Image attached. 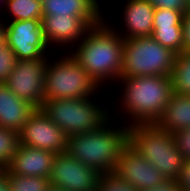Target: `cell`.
Masks as SVG:
<instances>
[{"mask_svg": "<svg viewBox=\"0 0 190 191\" xmlns=\"http://www.w3.org/2000/svg\"><path fill=\"white\" fill-rule=\"evenodd\" d=\"M112 26L105 19L86 33L76 44L74 52L70 51L101 87L108 81L118 82L122 71L124 39L118 28Z\"/></svg>", "mask_w": 190, "mask_h": 191, "instance_id": "cell-1", "label": "cell"}, {"mask_svg": "<svg viewBox=\"0 0 190 191\" xmlns=\"http://www.w3.org/2000/svg\"><path fill=\"white\" fill-rule=\"evenodd\" d=\"M110 113L98 129L67 136L65 153L101 174L115 171L121 151L128 144L129 126H112L115 117Z\"/></svg>", "mask_w": 190, "mask_h": 191, "instance_id": "cell-2", "label": "cell"}, {"mask_svg": "<svg viewBox=\"0 0 190 191\" xmlns=\"http://www.w3.org/2000/svg\"><path fill=\"white\" fill-rule=\"evenodd\" d=\"M122 87L118 102L129 118L128 126L156 123L173 94L172 79L169 76H138L120 78ZM123 83V84H122Z\"/></svg>", "mask_w": 190, "mask_h": 191, "instance_id": "cell-3", "label": "cell"}, {"mask_svg": "<svg viewBox=\"0 0 190 191\" xmlns=\"http://www.w3.org/2000/svg\"><path fill=\"white\" fill-rule=\"evenodd\" d=\"M128 145L154 165L165 179L179 178L185 160L171 132L156 123L135 124L129 126Z\"/></svg>", "mask_w": 190, "mask_h": 191, "instance_id": "cell-4", "label": "cell"}, {"mask_svg": "<svg viewBox=\"0 0 190 191\" xmlns=\"http://www.w3.org/2000/svg\"><path fill=\"white\" fill-rule=\"evenodd\" d=\"M95 102L92 97L44 100L40 109L69 136L94 131L110 118V108Z\"/></svg>", "mask_w": 190, "mask_h": 191, "instance_id": "cell-5", "label": "cell"}, {"mask_svg": "<svg viewBox=\"0 0 190 191\" xmlns=\"http://www.w3.org/2000/svg\"><path fill=\"white\" fill-rule=\"evenodd\" d=\"M47 60L44 100L91 98L100 86L70 54Z\"/></svg>", "mask_w": 190, "mask_h": 191, "instance_id": "cell-6", "label": "cell"}, {"mask_svg": "<svg viewBox=\"0 0 190 191\" xmlns=\"http://www.w3.org/2000/svg\"><path fill=\"white\" fill-rule=\"evenodd\" d=\"M120 78L138 76L171 77L176 54L152 36L124 39Z\"/></svg>", "mask_w": 190, "mask_h": 191, "instance_id": "cell-7", "label": "cell"}, {"mask_svg": "<svg viewBox=\"0 0 190 191\" xmlns=\"http://www.w3.org/2000/svg\"><path fill=\"white\" fill-rule=\"evenodd\" d=\"M48 59L47 56L37 60H17L5 83L16 96L28 101L35 108H40L44 101L45 73Z\"/></svg>", "mask_w": 190, "mask_h": 191, "instance_id": "cell-8", "label": "cell"}, {"mask_svg": "<svg viewBox=\"0 0 190 191\" xmlns=\"http://www.w3.org/2000/svg\"><path fill=\"white\" fill-rule=\"evenodd\" d=\"M101 175L64 152L56 155L49 182L65 191H97Z\"/></svg>", "mask_w": 190, "mask_h": 191, "instance_id": "cell-9", "label": "cell"}, {"mask_svg": "<svg viewBox=\"0 0 190 191\" xmlns=\"http://www.w3.org/2000/svg\"><path fill=\"white\" fill-rule=\"evenodd\" d=\"M19 134L22 145L55 154L66 151L67 135L40 108L30 114Z\"/></svg>", "mask_w": 190, "mask_h": 191, "instance_id": "cell-10", "label": "cell"}, {"mask_svg": "<svg viewBox=\"0 0 190 191\" xmlns=\"http://www.w3.org/2000/svg\"><path fill=\"white\" fill-rule=\"evenodd\" d=\"M6 25V41L18 60H37L48 56L41 20H18Z\"/></svg>", "mask_w": 190, "mask_h": 191, "instance_id": "cell-11", "label": "cell"}, {"mask_svg": "<svg viewBox=\"0 0 190 191\" xmlns=\"http://www.w3.org/2000/svg\"><path fill=\"white\" fill-rule=\"evenodd\" d=\"M105 18H80L78 16L43 15L42 30L46 43L76 46L86 33L101 24Z\"/></svg>", "mask_w": 190, "mask_h": 191, "instance_id": "cell-12", "label": "cell"}, {"mask_svg": "<svg viewBox=\"0 0 190 191\" xmlns=\"http://www.w3.org/2000/svg\"><path fill=\"white\" fill-rule=\"evenodd\" d=\"M114 173L138 191L150 190L166 180L154 165L128 144L121 151Z\"/></svg>", "mask_w": 190, "mask_h": 191, "instance_id": "cell-13", "label": "cell"}, {"mask_svg": "<svg viewBox=\"0 0 190 191\" xmlns=\"http://www.w3.org/2000/svg\"><path fill=\"white\" fill-rule=\"evenodd\" d=\"M57 154L20 144L5 169L13 175L49 178Z\"/></svg>", "mask_w": 190, "mask_h": 191, "instance_id": "cell-14", "label": "cell"}, {"mask_svg": "<svg viewBox=\"0 0 190 191\" xmlns=\"http://www.w3.org/2000/svg\"><path fill=\"white\" fill-rule=\"evenodd\" d=\"M123 8V39L152 36L154 21V6L148 0H126ZM124 21V22H123Z\"/></svg>", "mask_w": 190, "mask_h": 191, "instance_id": "cell-15", "label": "cell"}, {"mask_svg": "<svg viewBox=\"0 0 190 191\" xmlns=\"http://www.w3.org/2000/svg\"><path fill=\"white\" fill-rule=\"evenodd\" d=\"M36 108L16 96L5 83L0 84V127L20 133Z\"/></svg>", "mask_w": 190, "mask_h": 191, "instance_id": "cell-16", "label": "cell"}, {"mask_svg": "<svg viewBox=\"0 0 190 191\" xmlns=\"http://www.w3.org/2000/svg\"><path fill=\"white\" fill-rule=\"evenodd\" d=\"M99 0H45L42 4L43 15L78 16L80 18L102 17Z\"/></svg>", "mask_w": 190, "mask_h": 191, "instance_id": "cell-17", "label": "cell"}, {"mask_svg": "<svg viewBox=\"0 0 190 191\" xmlns=\"http://www.w3.org/2000/svg\"><path fill=\"white\" fill-rule=\"evenodd\" d=\"M156 124L172 134L190 128V96L173 93Z\"/></svg>", "mask_w": 190, "mask_h": 191, "instance_id": "cell-18", "label": "cell"}, {"mask_svg": "<svg viewBox=\"0 0 190 191\" xmlns=\"http://www.w3.org/2000/svg\"><path fill=\"white\" fill-rule=\"evenodd\" d=\"M4 8L8 12V15L10 14L11 22L18 21V20H41L42 21V17H43L42 4L39 1L5 0Z\"/></svg>", "mask_w": 190, "mask_h": 191, "instance_id": "cell-19", "label": "cell"}, {"mask_svg": "<svg viewBox=\"0 0 190 191\" xmlns=\"http://www.w3.org/2000/svg\"><path fill=\"white\" fill-rule=\"evenodd\" d=\"M171 79L173 93L190 96V52L175 56Z\"/></svg>", "mask_w": 190, "mask_h": 191, "instance_id": "cell-20", "label": "cell"}, {"mask_svg": "<svg viewBox=\"0 0 190 191\" xmlns=\"http://www.w3.org/2000/svg\"><path fill=\"white\" fill-rule=\"evenodd\" d=\"M152 37L176 55L184 51L183 25L173 27H153Z\"/></svg>", "mask_w": 190, "mask_h": 191, "instance_id": "cell-21", "label": "cell"}, {"mask_svg": "<svg viewBox=\"0 0 190 191\" xmlns=\"http://www.w3.org/2000/svg\"><path fill=\"white\" fill-rule=\"evenodd\" d=\"M10 191H46L49 178L38 176L13 175L6 170Z\"/></svg>", "mask_w": 190, "mask_h": 191, "instance_id": "cell-22", "label": "cell"}, {"mask_svg": "<svg viewBox=\"0 0 190 191\" xmlns=\"http://www.w3.org/2000/svg\"><path fill=\"white\" fill-rule=\"evenodd\" d=\"M20 145V134L17 131L0 127V165L5 168Z\"/></svg>", "mask_w": 190, "mask_h": 191, "instance_id": "cell-23", "label": "cell"}, {"mask_svg": "<svg viewBox=\"0 0 190 191\" xmlns=\"http://www.w3.org/2000/svg\"><path fill=\"white\" fill-rule=\"evenodd\" d=\"M97 191H138L129 182H125L114 172L102 174Z\"/></svg>", "mask_w": 190, "mask_h": 191, "instance_id": "cell-24", "label": "cell"}, {"mask_svg": "<svg viewBox=\"0 0 190 191\" xmlns=\"http://www.w3.org/2000/svg\"><path fill=\"white\" fill-rule=\"evenodd\" d=\"M17 56L8 46L7 41L0 44V84L6 83L14 66L17 63Z\"/></svg>", "mask_w": 190, "mask_h": 191, "instance_id": "cell-25", "label": "cell"}, {"mask_svg": "<svg viewBox=\"0 0 190 191\" xmlns=\"http://www.w3.org/2000/svg\"><path fill=\"white\" fill-rule=\"evenodd\" d=\"M184 13L166 9L155 8L153 27H173L175 25H183Z\"/></svg>", "mask_w": 190, "mask_h": 191, "instance_id": "cell-26", "label": "cell"}, {"mask_svg": "<svg viewBox=\"0 0 190 191\" xmlns=\"http://www.w3.org/2000/svg\"><path fill=\"white\" fill-rule=\"evenodd\" d=\"M174 138L184 160L190 161V128L177 131Z\"/></svg>", "mask_w": 190, "mask_h": 191, "instance_id": "cell-27", "label": "cell"}, {"mask_svg": "<svg viewBox=\"0 0 190 191\" xmlns=\"http://www.w3.org/2000/svg\"><path fill=\"white\" fill-rule=\"evenodd\" d=\"M154 8H166L186 14L189 10L188 0H148Z\"/></svg>", "mask_w": 190, "mask_h": 191, "instance_id": "cell-28", "label": "cell"}, {"mask_svg": "<svg viewBox=\"0 0 190 191\" xmlns=\"http://www.w3.org/2000/svg\"><path fill=\"white\" fill-rule=\"evenodd\" d=\"M182 191H190V161H184L180 176L177 179Z\"/></svg>", "mask_w": 190, "mask_h": 191, "instance_id": "cell-29", "label": "cell"}, {"mask_svg": "<svg viewBox=\"0 0 190 191\" xmlns=\"http://www.w3.org/2000/svg\"><path fill=\"white\" fill-rule=\"evenodd\" d=\"M184 52H190V9L184 14L183 19Z\"/></svg>", "mask_w": 190, "mask_h": 191, "instance_id": "cell-30", "label": "cell"}, {"mask_svg": "<svg viewBox=\"0 0 190 191\" xmlns=\"http://www.w3.org/2000/svg\"><path fill=\"white\" fill-rule=\"evenodd\" d=\"M146 191H182L181 186L178 184L177 180H165L161 184L155 186L154 188Z\"/></svg>", "mask_w": 190, "mask_h": 191, "instance_id": "cell-31", "label": "cell"}, {"mask_svg": "<svg viewBox=\"0 0 190 191\" xmlns=\"http://www.w3.org/2000/svg\"><path fill=\"white\" fill-rule=\"evenodd\" d=\"M0 191H10L5 168L0 172Z\"/></svg>", "mask_w": 190, "mask_h": 191, "instance_id": "cell-32", "label": "cell"}, {"mask_svg": "<svg viewBox=\"0 0 190 191\" xmlns=\"http://www.w3.org/2000/svg\"><path fill=\"white\" fill-rule=\"evenodd\" d=\"M0 20V44L6 41V25Z\"/></svg>", "mask_w": 190, "mask_h": 191, "instance_id": "cell-33", "label": "cell"}, {"mask_svg": "<svg viewBox=\"0 0 190 191\" xmlns=\"http://www.w3.org/2000/svg\"><path fill=\"white\" fill-rule=\"evenodd\" d=\"M46 191H65V190L50 185V186L46 189Z\"/></svg>", "mask_w": 190, "mask_h": 191, "instance_id": "cell-34", "label": "cell"}, {"mask_svg": "<svg viewBox=\"0 0 190 191\" xmlns=\"http://www.w3.org/2000/svg\"><path fill=\"white\" fill-rule=\"evenodd\" d=\"M2 5V6H1ZM3 5H5V0H0V6H1V8H3V10H4V6Z\"/></svg>", "mask_w": 190, "mask_h": 191, "instance_id": "cell-35", "label": "cell"}, {"mask_svg": "<svg viewBox=\"0 0 190 191\" xmlns=\"http://www.w3.org/2000/svg\"><path fill=\"white\" fill-rule=\"evenodd\" d=\"M36 1H39L41 4H43V2H44L45 0H36Z\"/></svg>", "mask_w": 190, "mask_h": 191, "instance_id": "cell-36", "label": "cell"}, {"mask_svg": "<svg viewBox=\"0 0 190 191\" xmlns=\"http://www.w3.org/2000/svg\"><path fill=\"white\" fill-rule=\"evenodd\" d=\"M4 168L0 165V172L3 170Z\"/></svg>", "mask_w": 190, "mask_h": 191, "instance_id": "cell-37", "label": "cell"}]
</instances>
